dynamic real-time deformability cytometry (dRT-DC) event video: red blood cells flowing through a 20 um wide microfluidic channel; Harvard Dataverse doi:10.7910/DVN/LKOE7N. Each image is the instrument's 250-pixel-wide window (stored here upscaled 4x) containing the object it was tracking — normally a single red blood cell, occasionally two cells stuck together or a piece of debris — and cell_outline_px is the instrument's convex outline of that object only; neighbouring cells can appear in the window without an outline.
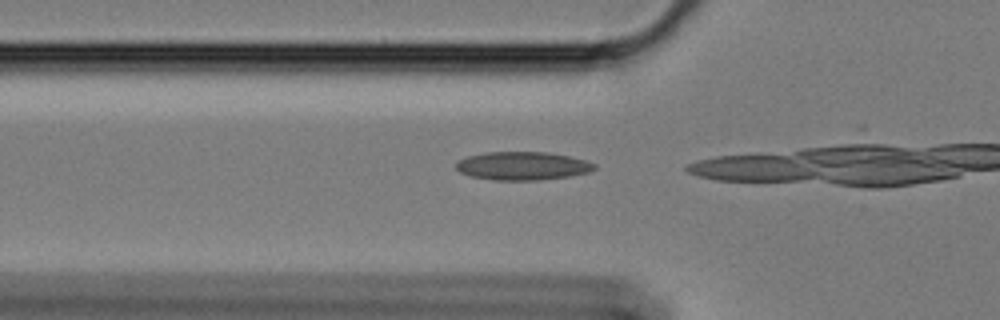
{"species": "Egyptian fruit bat (a non-hibernating species)", "species_latin": "Rousettus aegyptiacus", "temperature_condition": "cold", "stored_images_in_passage": 18, "camera_frame_rate_fps": 3000, "um_per_image_px": 0.085, "animal": {"sex": "female"}, "frame": {"image": 1, "passage_image": 16, "time_ms": 5.0, "image_size_px": [1000, 320], "cell_outline_px": [[596, 168], [588, 172], [568, 176], [536, 180], [496, 180], [472, 176], [460, 172], [456, 168], [456, 164], [460, 160], [468, 156], [488, 152], [544, 152], [568, 156], [584, 160], [596, 164]], "centroid_in_image_um": [44.41, 14.1], "position_along_channel_um": 81.4, "area_um2": 22.43}}